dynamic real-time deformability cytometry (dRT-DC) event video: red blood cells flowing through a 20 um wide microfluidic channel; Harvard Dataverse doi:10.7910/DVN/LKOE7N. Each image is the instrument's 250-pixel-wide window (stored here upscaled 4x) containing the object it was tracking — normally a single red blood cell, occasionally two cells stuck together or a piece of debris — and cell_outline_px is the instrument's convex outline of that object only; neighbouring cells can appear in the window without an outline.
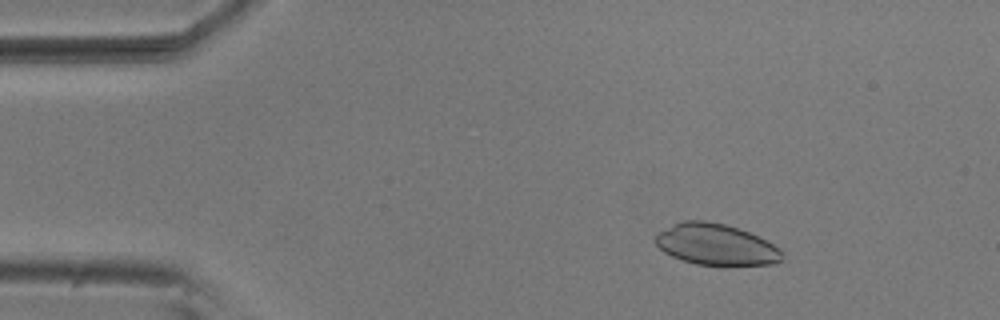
{"species": "common noctule bat (a hibernating species)", "species_latin": "Nyctalus noctula", "temperature_condition": "room temperature", "stored_images_in_passage": 5, "camera_frame_rate_fps": 3000, "um_per_image_px": 0.085, "animal": {"sex": "male", "body_mass_g": 20.5, "forearm_length_mm": 52.5}, "frame": {"image": 1, "passage_image": 2, "time_ms": 0.333, "image_size_px": [1000, 320], "cell_outline_px": [[784, 260], [776, 264], [728, 268], [720, 268], [696, 264], [672, 256], [664, 252], [652, 240], [656, 232], [672, 224], [684, 220], [704, 220], [724, 224], [748, 232], [772, 244], [780, 252]], "centroid_in_image_um": [60.83, 20.84], "position_along_channel_um": 24.2, "area_um2": 31.27}}